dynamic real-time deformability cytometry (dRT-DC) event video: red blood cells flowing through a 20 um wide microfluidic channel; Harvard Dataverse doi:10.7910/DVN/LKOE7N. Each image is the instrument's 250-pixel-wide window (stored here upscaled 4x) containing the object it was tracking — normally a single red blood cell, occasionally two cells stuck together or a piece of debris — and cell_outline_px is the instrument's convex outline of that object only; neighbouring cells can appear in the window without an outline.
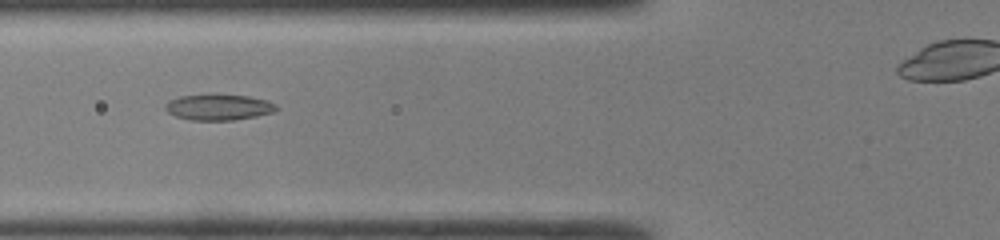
{"species": "common noctule bat (a hibernating species)", "species_latin": "Nyctalus noctula", "temperature_condition": "room temperature", "stored_images_in_passage": 31, "camera_frame_rate_fps": 3000, "um_per_image_px": 0.085, "animal": {"sex": "male", "body_mass_g": 19.0, "forearm_length_mm": 50.8}, "frame": {"image": 1, "passage_image": 8, "time_ms": 2.333, "image_size_px": [1000, 240], "cell_outline_px": [[280, 108], [272, 112], [256, 116], [232, 120], [192, 120], [176, 116], [168, 112], [164, 108], [164, 104], [168, 100], [180, 96], [208, 92], [212, 92], [248, 96], [268, 100], [276, 104]], "centroid_in_image_um": [18.56, 9.06], "position_along_channel_um": 107.2, "area_um2": 17.4}}
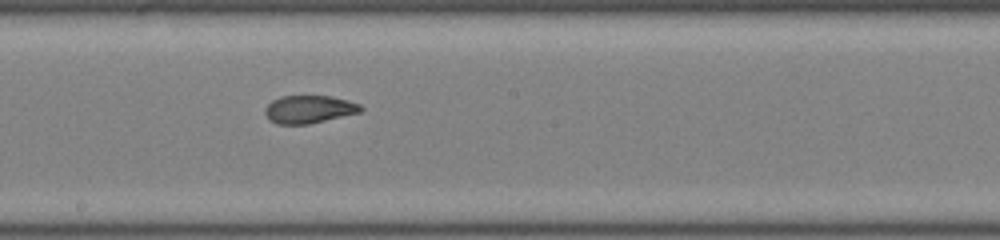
{"frame": {"image": 2, "passage_image": 16, "time_ms": 5.0, "image_size_px": [1000, 240], "cell_outline_px": [[364, 108], [360, 112], [308, 124], [276, 124], [268, 120], [264, 112], [264, 108], [272, 100], [280, 96], [332, 96], [348, 100], [360, 104]], "centroid_in_image_um": [26.24, 9.28], "position_along_channel_um": 222.0, "area_um2": 15.61}}
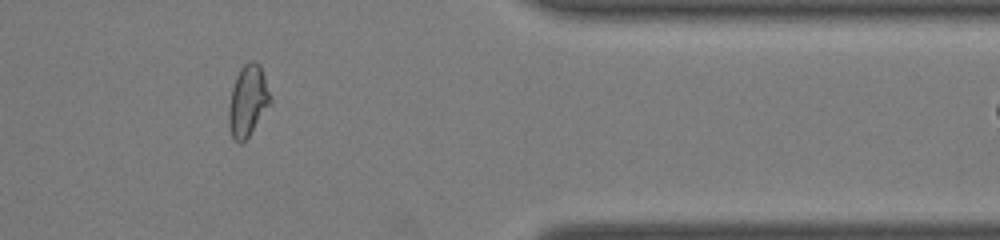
{"frame": {"image": 3, "passage_image": 29, "time_ms": 9.333, "image_size_px": [1000, 240], "cell_outline_px": [[272, 104], [248, 136], [240, 144], [232, 136], [228, 124], [228, 108], [232, 88], [236, 76], [240, 68], [248, 60], [252, 60], [260, 64], [272, 100]], "centroid_in_image_um": [21.07, 8.55], "position_along_channel_um": 390.3, "area_um2": 17.34}, "authors_computed_cell_mechanics": {"area_um2": 16.5886, "velocity_mm_per_s": 4.3092, "shape_relaxation_time_tau1_ms": null, "shape_relaxation_time_tau2_ms": 1.5445, "deformation_change_tau1": null, "deformation_change_tau2": 0.073}}